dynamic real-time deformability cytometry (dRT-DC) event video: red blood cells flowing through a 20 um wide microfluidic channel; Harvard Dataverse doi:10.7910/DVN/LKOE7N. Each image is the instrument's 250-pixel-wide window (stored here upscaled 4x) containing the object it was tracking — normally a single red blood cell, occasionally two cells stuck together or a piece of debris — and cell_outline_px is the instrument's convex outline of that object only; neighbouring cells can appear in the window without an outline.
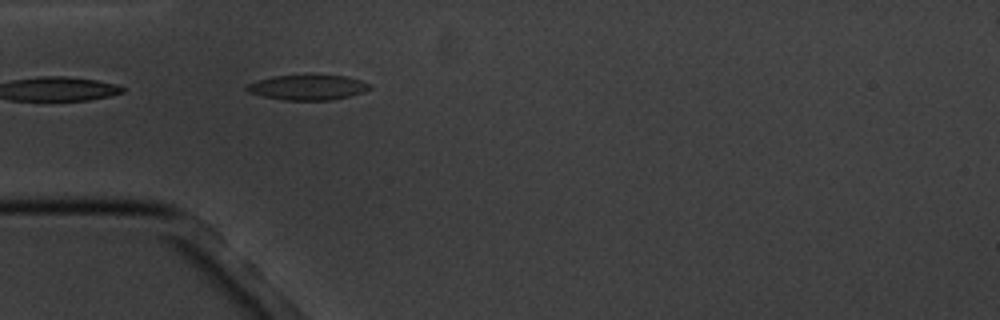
{"species": "common noctule bat (a hibernating species)", "species_latin": "Nyctalus noctula", "temperature_condition": "cold", "stored_images_in_passage": 4, "camera_frame_rate_fps": 3000, "um_per_image_px": 0.085, "animal": {"sex": "male", "body_mass_g": 20.1, "forearm_length_mm": 53.5}, "frame": {"image": 1, "passage_image": 4, "time_ms": 3.667, "image_size_px": [1000, 320], "cell_outline_px": [[372, 88], [364, 92], [348, 96], [328, 100], [280, 100], [248, 92], [244, 88], [248, 84], [260, 80], [276, 76], [348, 76], [372, 84]], "centroid_in_image_um": [26.19, 7.44], "position_along_channel_um": 58.8, "area_um2": 17.69}}